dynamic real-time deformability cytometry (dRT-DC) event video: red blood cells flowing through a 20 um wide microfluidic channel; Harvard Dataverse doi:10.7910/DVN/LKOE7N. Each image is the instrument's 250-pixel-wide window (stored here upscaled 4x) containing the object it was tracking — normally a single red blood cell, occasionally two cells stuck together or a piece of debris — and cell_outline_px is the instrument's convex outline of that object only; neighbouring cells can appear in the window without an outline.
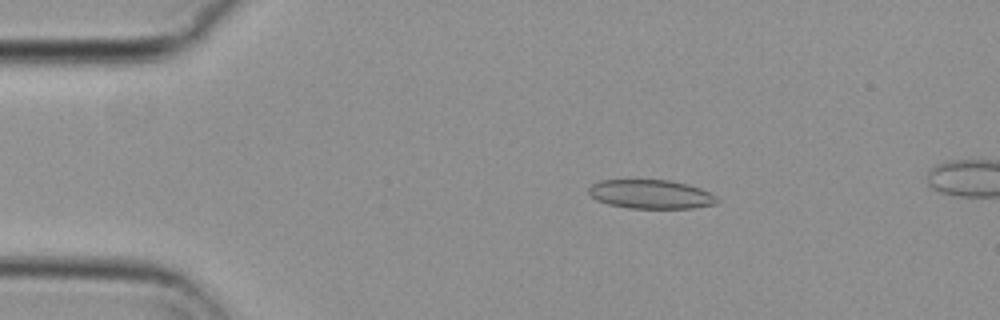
{"species": "common noctule bat (a hibernating species)", "species_latin": "Nyctalus noctula", "temperature_condition": "cold", "stored_images_in_passage": 54, "camera_frame_rate_fps": 3000, "um_per_image_px": 0.085, "animal": {"sex": "female", "body_mass_g": 29.2, "forearm_length_mm": 56.3}, "frame": {"image": 1, "passage_image": 10, "time_ms": 3.0, "image_size_px": [1000, 320], "cell_outline_px": [[720, 200], [716, 204], [692, 208], [628, 208], [608, 204], [596, 200], [588, 192], [588, 188], [592, 184], [600, 180], [668, 180], [688, 184], [700, 188], [716, 196]], "centroid_in_image_um": [55.32, 16.51], "position_along_channel_um": 29.7, "area_um2": 21.68}}
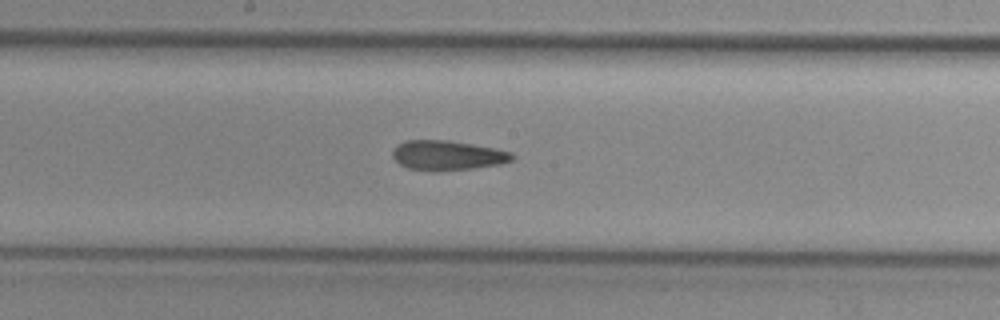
{"frame": {"image": 2, "passage_image": 29, "time_ms": 9.333, "image_size_px": [1000, 320], "cell_outline_px": [[516, 156], [512, 160], [500, 164], [472, 168], [436, 172], [408, 168], [400, 164], [392, 156], [392, 148], [396, 144], [404, 140], [448, 140], [472, 144], [512, 152]], "centroid_in_image_um": [37.99, 13.2], "position_along_channel_um": 210.2, "area_um2": 20.87}}
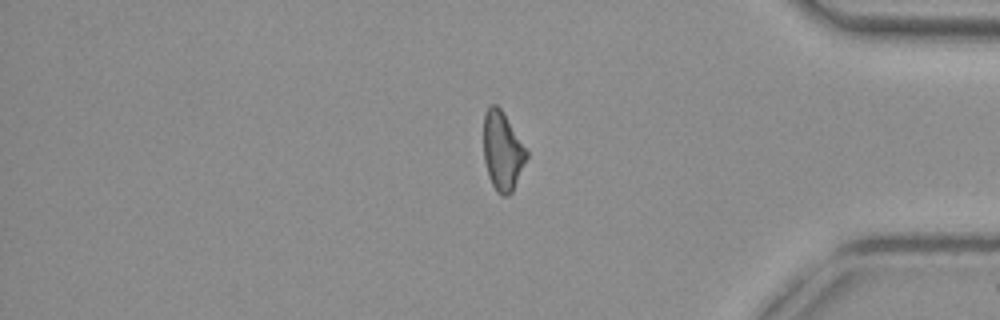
{"frame": {"image": 3, "passage_image": 46, "time_ms": 15.0, "image_size_px": [1000, 320], "cell_outline_px": [[528, 156], [512, 192], [508, 196], [500, 196], [496, 192], [488, 176], [484, 160], [484, 116], [488, 108], [492, 104], [496, 104], [500, 108], [528, 152]], "centroid_in_image_um": [42.7, 12.89], "position_along_channel_um": 392.5, "area_um2": 19.48}, "authors_computed_cell_mechanics": {"area_um2": 20.9814, "velocity_mm_per_s": 3.6948, "shape_relaxation_time_tau1_ms": null, "shape_relaxation_time_tau2_ms": 3.1558, "deformation_change_tau1": null, "deformation_change_tau2": 0.1103}}